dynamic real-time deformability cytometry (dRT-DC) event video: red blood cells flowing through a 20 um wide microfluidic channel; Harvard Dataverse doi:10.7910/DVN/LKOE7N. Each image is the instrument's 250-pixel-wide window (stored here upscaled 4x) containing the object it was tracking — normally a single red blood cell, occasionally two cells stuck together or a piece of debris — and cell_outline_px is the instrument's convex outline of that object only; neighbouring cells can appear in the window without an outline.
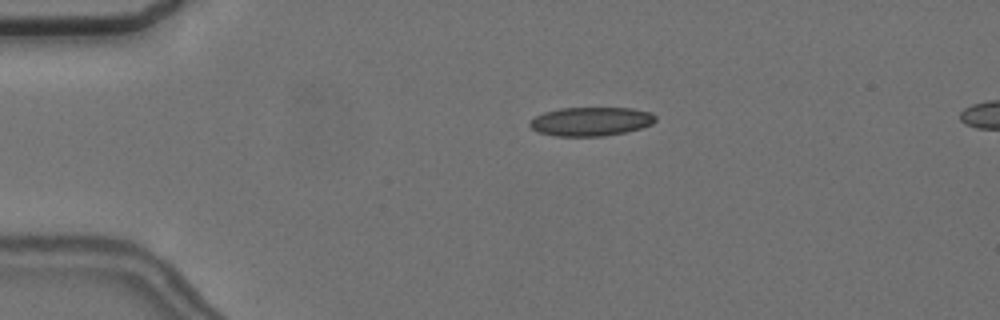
{"species": "common noctule bat (a hibernating species)", "species_latin": "Nyctalus noctula", "temperature_condition": "cold", "stored_images_in_passage": 5, "camera_frame_rate_fps": 3000, "um_per_image_px": 0.085, "animal": {"sex": "female", "body_mass_g": 24.6, "forearm_length_mm": 56.2}, "frame": {"image": 1, "passage_image": 3, "time_ms": 2.333, "image_size_px": [1000, 320], "cell_outline_px": [[656, 120], [652, 124], [640, 128], [624, 132], [604, 136], [556, 136], [540, 132], [532, 128], [528, 124], [536, 116], [544, 112], [560, 108], [632, 108], [648, 112], [656, 116]], "centroid_in_image_um": [50.23, 10.32], "position_along_channel_um": 34.8, "area_um2": 20.92}}